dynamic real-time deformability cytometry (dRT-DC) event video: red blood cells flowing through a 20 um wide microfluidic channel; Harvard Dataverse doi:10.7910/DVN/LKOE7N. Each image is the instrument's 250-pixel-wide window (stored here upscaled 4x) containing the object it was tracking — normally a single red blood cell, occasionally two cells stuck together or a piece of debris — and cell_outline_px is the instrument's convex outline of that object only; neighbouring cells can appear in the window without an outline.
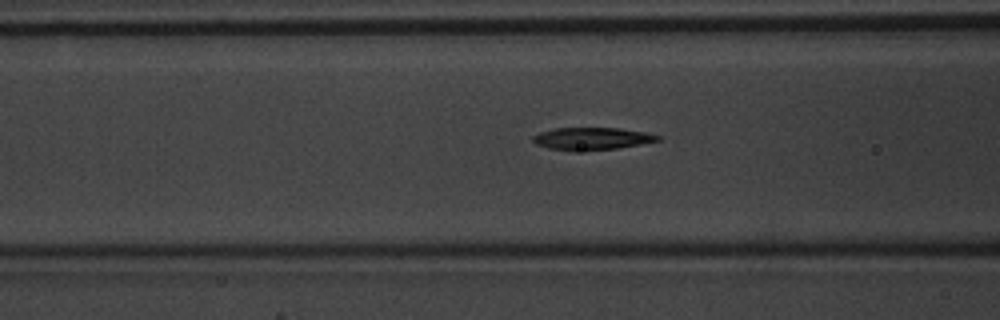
{"species": "common noctule bat (a hibernating species)", "species_latin": "Nyctalus noctula", "temperature_condition": "warm", "stored_images_in_passage": 37, "camera_frame_rate_fps": 3000, "um_per_image_px": 0.085, "animal": {"sex": "male", "body_mass_g": 20.1, "forearm_length_mm": 53.5}, "frame": {"image": 1, "passage_image": 8, "time_ms": 2.333, "image_size_px": [1000, 320], "cell_outline_px": [[660, 140], [640, 144], [616, 148], [572, 152], [548, 148], [536, 144], [532, 140], [532, 136], [540, 132], [556, 128], [620, 128], [644, 132], [660, 136]], "centroid_in_image_um": [50.26, 11.79], "position_along_channel_um": 116.3, "area_um2": 16.3}}
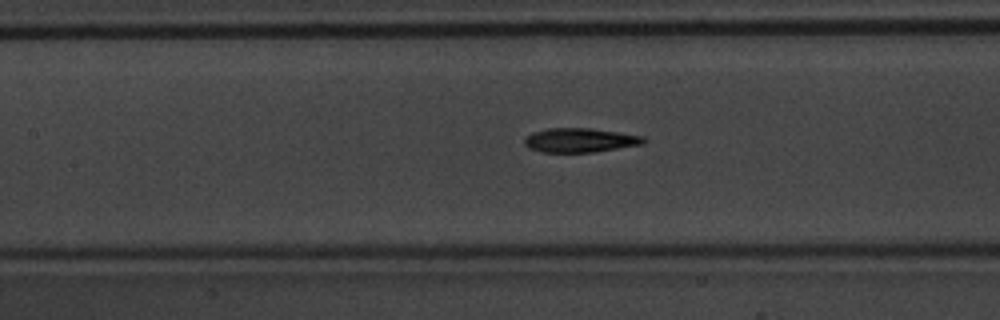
{"frame": {"image": 2, "passage_image": 11, "time_ms": 3.333, "image_size_px": [1000, 320], "cell_outline_px": [[648, 140], [644, 144], [592, 152], [544, 152], [528, 148], [524, 144], [524, 140], [532, 132], [548, 128], [592, 128], [620, 132], [644, 136]], "centroid_in_image_um": [49.34, 11.91], "position_along_channel_um": 158.1, "area_um2": 16.88}}
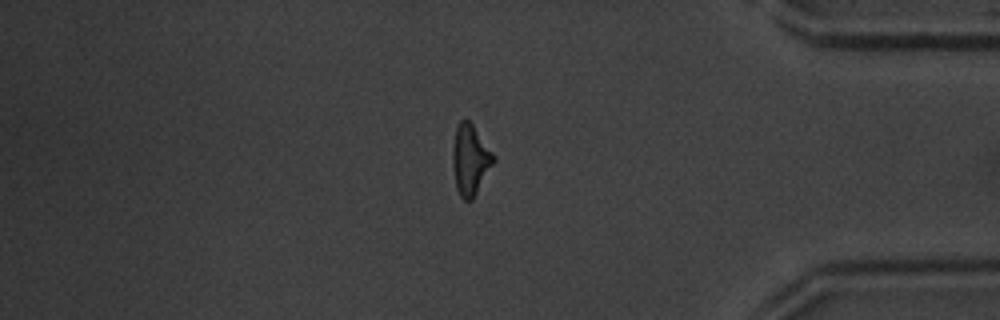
{"frame": {"image": 3, "passage_image": 30, "time_ms": 9.667, "image_size_px": [1000, 320], "cell_outline_px": [[496, 160], [472, 200], [464, 200], [460, 196], [456, 188], [452, 164], [452, 148], [456, 128], [460, 120], [468, 120], [472, 124], [496, 156]], "centroid_in_image_um": [39.97, 13.59], "position_along_channel_um": 395.2, "area_um2": 16.82}}